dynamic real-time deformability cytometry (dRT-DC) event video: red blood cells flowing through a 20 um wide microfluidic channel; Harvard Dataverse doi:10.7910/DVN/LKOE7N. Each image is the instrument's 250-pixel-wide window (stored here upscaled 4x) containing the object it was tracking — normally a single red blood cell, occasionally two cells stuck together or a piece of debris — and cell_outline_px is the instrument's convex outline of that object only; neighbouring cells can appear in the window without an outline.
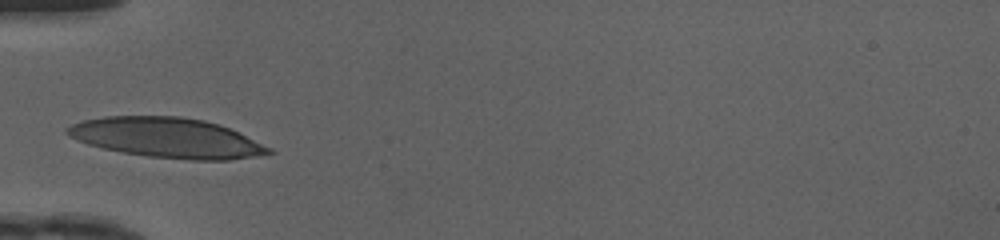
{"species": "human", "species_latin": "Homo sapiens", "temperature_condition": "cold", "stored_images_in_passage": 31, "camera_frame_rate_fps": 3000, "um_per_image_px": 0.085, "donor": {"sex": "female"}, "frame": {"image": 1, "passage_image": 1, "time_ms": 0.0, "image_size_px": [1000, 240], "cell_outline_px": [[276, 152], [256, 156], [228, 160], [192, 160], [148, 156], [124, 152], [104, 148], [88, 144], [76, 140], [68, 136], [64, 132], [72, 124], [84, 120], [104, 116], [180, 116], [204, 120], [220, 124], [272, 148]], "centroid_in_image_um": [14.2, 11.7], "position_along_channel_um": 70.8, "area_um2": 46.76}}
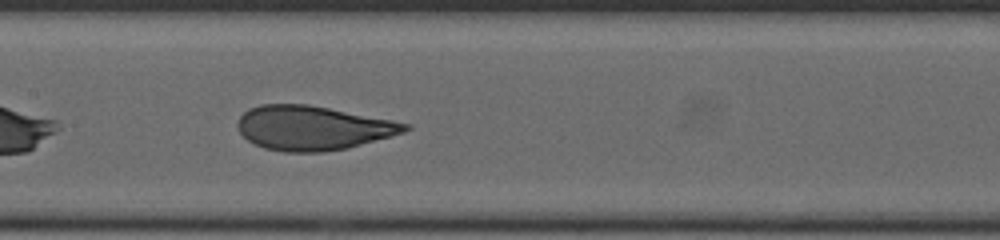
{"frame": {"image": 2, "passage_image": 9, "time_ms": 2.667, "image_size_px": [1000, 240], "cell_outline_px": [[412, 128], [404, 132], [392, 136], [348, 148], [324, 152], [284, 152], [264, 148], [248, 140], [240, 132], [236, 124], [240, 116], [248, 108], [260, 104], [308, 104], [392, 120], [412, 124]], "centroid_in_image_um": [26.59, 10.87], "position_along_channel_um": 180.8, "area_um2": 43.29}}
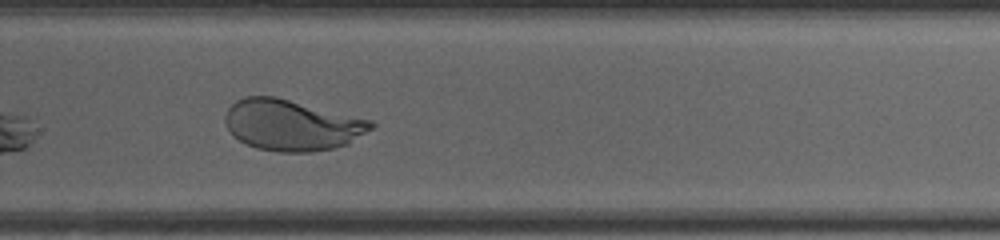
{"frame": {"image": 3, "passage_image": 18, "time_ms": 5.667, "image_size_px": [1000, 240], "cell_outline_px": [[376, 124], [372, 128], [348, 144], [332, 148], [312, 152], [276, 152], [256, 148], [232, 136], [224, 120], [224, 116], [228, 108], [236, 100], [244, 96], [276, 96], [372, 120]], "centroid_in_image_um": [24.78, 10.62], "position_along_channel_um": 305.0, "area_um2": 43.47}, "authors_computed_cell_mechanics": {"area_um2": 44.1592, "velocity_mm_per_s": 4.1555, "shape_relaxation_time_tau1_ms": 4.6551, "shape_relaxation_time_tau2_ms": null, "deformation_change_tau1": 0.2165, "deformation_change_tau2": null}}